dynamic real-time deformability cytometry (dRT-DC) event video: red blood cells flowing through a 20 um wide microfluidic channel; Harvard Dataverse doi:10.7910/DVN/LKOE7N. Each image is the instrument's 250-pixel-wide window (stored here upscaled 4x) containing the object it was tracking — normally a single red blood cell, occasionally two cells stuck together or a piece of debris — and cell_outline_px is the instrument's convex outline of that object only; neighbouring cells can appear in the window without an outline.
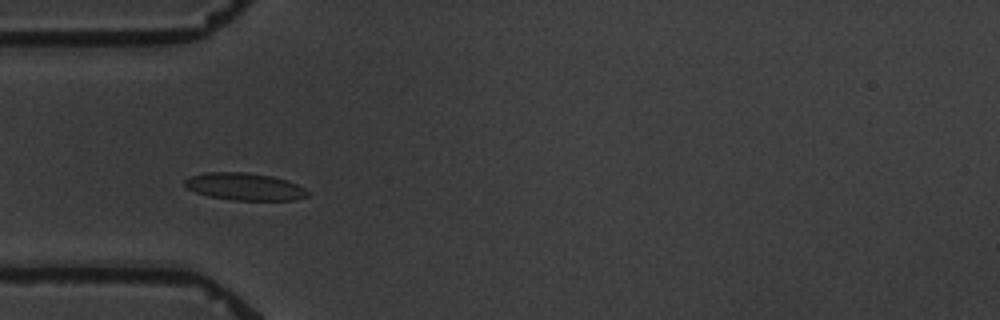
{"species": "common noctule bat (a hibernating species)", "species_latin": "Nyctalus noctula", "temperature_condition": "warm", "stored_images_in_passage": 6, "camera_frame_rate_fps": 3000, "um_per_image_px": 0.085, "animal": {"sex": "male", "body_mass_g": 19.5, "forearm_length_mm": 54.6}, "frame": {"image": 1, "passage_image": 3, "time_ms": 2.333, "image_size_px": [1000, 320], "cell_outline_px": [[308, 196], [296, 200], [232, 200], [208, 196], [196, 192], [188, 188], [184, 184], [184, 180], [188, 176], [204, 172], [244, 172], [272, 176], [288, 180], [304, 188], [308, 192]], "centroid_in_image_um": [20.78, 15.86], "position_along_channel_um": 64.2, "area_um2": 19.65}}
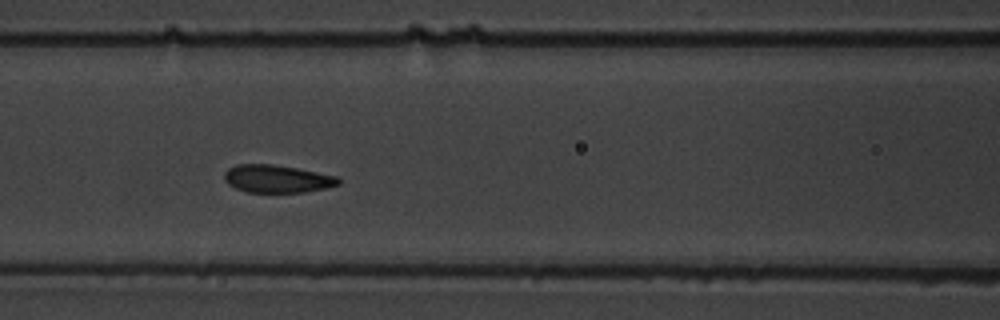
{"frame": {"image": 2, "passage_image": 5, "time_ms": 4.667, "image_size_px": [1000, 320], "cell_outline_px": [[340, 184], [324, 188], [304, 192], [248, 192], [236, 188], [228, 184], [224, 180], [224, 172], [228, 168], [236, 164], [272, 164], [296, 168], [340, 176]], "centroid_in_image_um": [23.55, 15.19], "position_along_channel_um": 143.1, "area_um2": 18.5}}
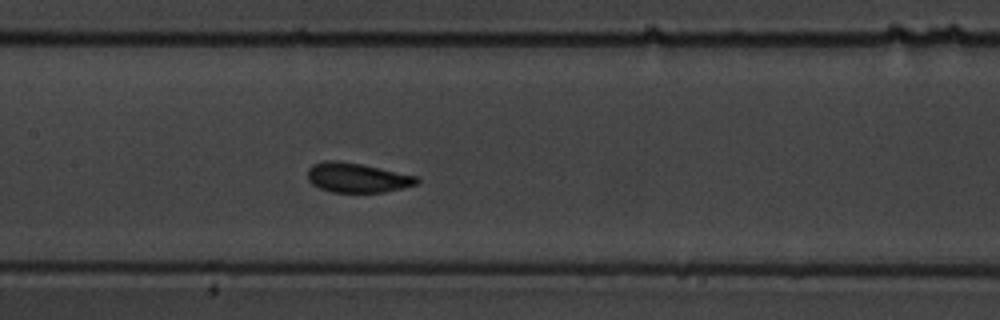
{"frame": {"image": 3, "passage_image": 6, "time_ms": 5.667, "image_size_px": [1000, 320], "cell_outline_px": [[420, 180], [416, 184], [384, 192], [332, 192], [320, 188], [312, 184], [308, 180], [308, 168], [312, 164], [324, 160], [336, 160], [360, 164], [416, 176]], "centroid_in_image_um": [30.3, 15.1], "position_along_channel_um": 177.1, "area_um2": 18.61}}